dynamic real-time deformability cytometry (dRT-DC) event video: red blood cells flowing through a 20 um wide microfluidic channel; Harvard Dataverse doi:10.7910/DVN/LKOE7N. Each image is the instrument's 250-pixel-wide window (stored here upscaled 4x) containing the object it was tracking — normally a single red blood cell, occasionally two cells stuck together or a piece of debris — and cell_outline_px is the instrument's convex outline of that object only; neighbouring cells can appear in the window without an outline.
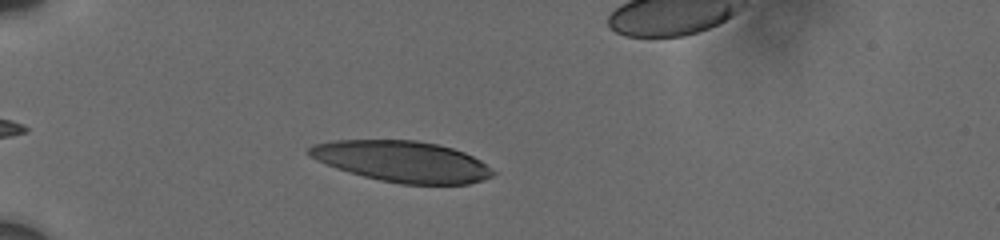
{"species": "human", "species_latin": "Homo sapiens", "temperature_condition": "cold", "stored_images_in_passage": 6, "camera_frame_rate_fps": 3000, "um_per_image_px": 0.085, "donor": {"sex": "male"}, "frame": {"image": 1, "passage_image": 3, "time_ms": 2.333, "image_size_px": [1000, 240], "cell_outline_px": [[496, 172], [492, 176], [484, 180], [468, 184], [400, 184], [380, 180], [348, 172], [336, 168], [316, 160], [308, 156], [304, 152], [312, 144], [336, 140], [416, 140], [436, 144], [452, 148], [464, 152], [480, 160]], "centroid_in_image_um": [34.15, 13.72], "position_along_channel_um": 50.8, "area_um2": 44.04}}